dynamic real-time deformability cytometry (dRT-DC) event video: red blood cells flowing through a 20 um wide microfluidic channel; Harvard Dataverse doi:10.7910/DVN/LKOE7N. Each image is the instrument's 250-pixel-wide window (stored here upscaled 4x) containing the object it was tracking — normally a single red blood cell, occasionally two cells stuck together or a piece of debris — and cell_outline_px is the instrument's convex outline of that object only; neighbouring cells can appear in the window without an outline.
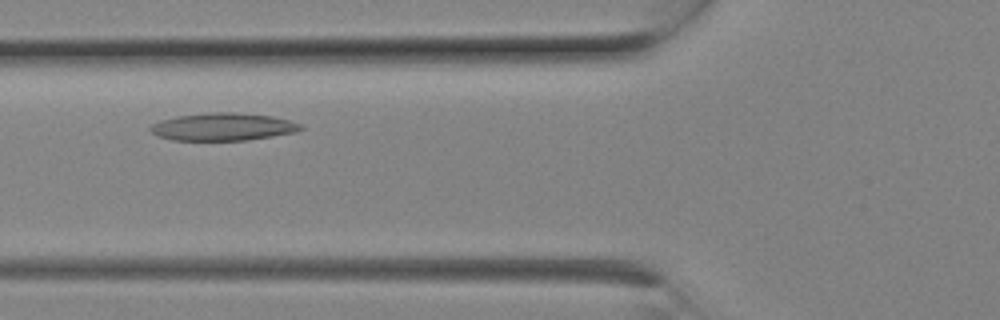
{"species": "Egyptian fruit bat (a non-hibernating species)", "species_latin": "Rousettus aegyptiacus", "temperature_condition": "room temperature", "stored_images_in_passage": 6, "camera_frame_rate_fps": 3000, "um_per_image_px": 0.085, "animal": {"sex": "female"}, "frame": {"image": 1, "passage_image": 5, "time_ms": 1.333, "image_size_px": [1000, 320], "cell_outline_px": [[304, 128], [292, 132], [272, 136], [248, 140], [172, 140], [160, 136], [152, 132], [148, 128], [152, 124], [160, 120], [176, 116], [208, 112], [236, 112], [272, 116], [288, 120], [300, 124]], "centroid_in_image_um": [18.91, 10.77], "position_along_channel_um": 106.9, "area_um2": 24.04}}
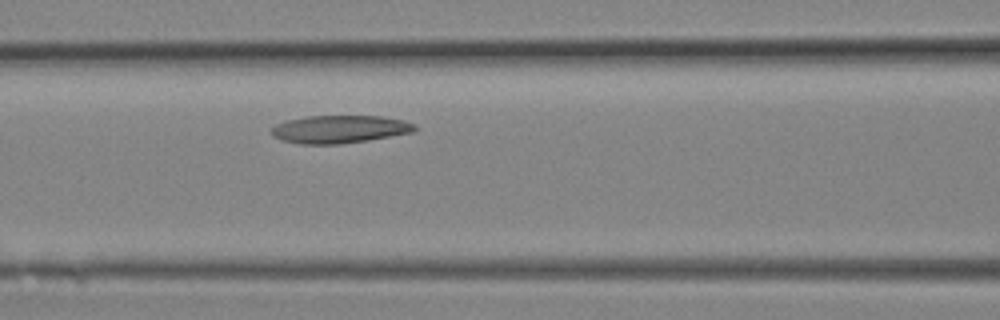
{"frame": {"image": 2, "passage_image": 6, "time_ms": 1.667, "image_size_px": [1000, 320], "cell_outline_px": [[416, 128], [412, 132], [368, 140], [340, 144], [300, 144], [284, 140], [272, 136], [272, 128], [276, 124], [288, 120], [308, 116], [384, 116], [404, 120], [416, 124]], "centroid_in_image_um": [28.89, 10.98], "position_along_channel_um": 137.7, "area_um2": 23.12}}